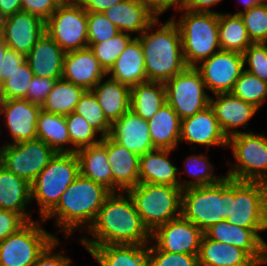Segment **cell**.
Returning <instances> with one entry per match:
<instances>
[{
    "instance_id": "48",
    "label": "cell",
    "mask_w": 267,
    "mask_h": 266,
    "mask_svg": "<svg viewBox=\"0 0 267 266\" xmlns=\"http://www.w3.org/2000/svg\"><path fill=\"white\" fill-rule=\"evenodd\" d=\"M56 81V79L34 76L24 99L41 107Z\"/></svg>"
},
{
    "instance_id": "21",
    "label": "cell",
    "mask_w": 267,
    "mask_h": 266,
    "mask_svg": "<svg viewBox=\"0 0 267 266\" xmlns=\"http://www.w3.org/2000/svg\"><path fill=\"white\" fill-rule=\"evenodd\" d=\"M107 73L88 48L65 52L62 78L84 90H92Z\"/></svg>"
},
{
    "instance_id": "44",
    "label": "cell",
    "mask_w": 267,
    "mask_h": 266,
    "mask_svg": "<svg viewBox=\"0 0 267 266\" xmlns=\"http://www.w3.org/2000/svg\"><path fill=\"white\" fill-rule=\"evenodd\" d=\"M247 34L252 43H267V4L256 5L241 12Z\"/></svg>"
},
{
    "instance_id": "45",
    "label": "cell",
    "mask_w": 267,
    "mask_h": 266,
    "mask_svg": "<svg viewBox=\"0 0 267 266\" xmlns=\"http://www.w3.org/2000/svg\"><path fill=\"white\" fill-rule=\"evenodd\" d=\"M88 43H101L113 38L120 31L99 12L87 13Z\"/></svg>"
},
{
    "instance_id": "36",
    "label": "cell",
    "mask_w": 267,
    "mask_h": 266,
    "mask_svg": "<svg viewBox=\"0 0 267 266\" xmlns=\"http://www.w3.org/2000/svg\"><path fill=\"white\" fill-rule=\"evenodd\" d=\"M219 46L223 51L243 54L252 43L239 14L219 13Z\"/></svg>"
},
{
    "instance_id": "12",
    "label": "cell",
    "mask_w": 267,
    "mask_h": 266,
    "mask_svg": "<svg viewBox=\"0 0 267 266\" xmlns=\"http://www.w3.org/2000/svg\"><path fill=\"white\" fill-rule=\"evenodd\" d=\"M45 28L65 52L88 48L87 12L77 0L58 6Z\"/></svg>"
},
{
    "instance_id": "35",
    "label": "cell",
    "mask_w": 267,
    "mask_h": 266,
    "mask_svg": "<svg viewBox=\"0 0 267 266\" xmlns=\"http://www.w3.org/2000/svg\"><path fill=\"white\" fill-rule=\"evenodd\" d=\"M37 138L48 144L56 153H72V144L64 115L49 113L41 109L37 121Z\"/></svg>"
},
{
    "instance_id": "51",
    "label": "cell",
    "mask_w": 267,
    "mask_h": 266,
    "mask_svg": "<svg viewBox=\"0 0 267 266\" xmlns=\"http://www.w3.org/2000/svg\"><path fill=\"white\" fill-rule=\"evenodd\" d=\"M52 0H21V11L36 15L44 22L56 11Z\"/></svg>"
},
{
    "instance_id": "39",
    "label": "cell",
    "mask_w": 267,
    "mask_h": 266,
    "mask_svg": "<svg viewBox=\"0 0 267 266\" xmlns=\"http://www.w3.org/2000/svg\"><path fill=\"white\" fill-rule=\"evenodd\" d=\"M74 112L83 117L93 129L100 133V137L103 138L109 135L111 123L105 117L98 99L92 90H85Z\"/></svg>"
},
{
    "instance_id": "54",
    "label": "cell",
    "mask_w": 267,
    "mask_h": 266,
    "mask_svg": "<svg viewBox=\"0 0 267 266\" xmlns=\"http://www.w3.org/2000/svg\"><path fill=\"white\" fill-rule=\"evenodd\" d=\"M87 13H102L112 8L123 0H77Z\"/></svg>"
},
{
    "instance_id": "27",
    "label": "cell",
    "mask_w": 267,
    "mask_h": 266,
    "mask_svg": "<svg viewBox=\"0 0 267 266\" xmlns=\"http://www.w3.org/2000/svg\"><path fill=\"white\" fill-rule=\"evenodd\" d=\"M129 87L147 81L145 61L140 41L134 37L117 58L107 76Z\"/></svg>"
},
{
    "instance_id": "58",
    "label": "cell",
    "mask_w": 267,
    "mask_h": 266,
    "mask_svg": "<svg viewBox=\"0 0 267 266\" xmlns=\"http://www.w3.org/2000/svg\"><path fill=\"white\" fill-rule=\"evenodd\" d=\"M8 47L6 46L5 42L3 41V38L0 36V69L3 63L4 54L6 52V49Z\"/></svg>"
},
{
    "instance_id": "38",
    "label": "cell",
    "mask_w": 267,
    "mask_h": 266,
    "mask_svg": "<svg viewBox=\"0 0 267 266\" xmlns=\"http://www.w3.org/2000/svg\"><path fill=\"white\" fill-rule=\"evenodd\" d=\"M185 161V171L187 175L194 178L192 180H181L180 188L183 190L187 187H199L213 185L218 183L225 175L219 177L214 174V165L208 160L206 155H190ZM214 174V175H213Z\"/></svg>"
},
{
    "instance_id": "2",
    "label": "cell",
    "mask_w": 267,
    "mask_h": 266,
    "mask_svg": "<svg viewBox=\"0 0 267 266\" xmlns=\"http://www.w3.org/2000/svg\"><path fill=\"white\" fill-rule=\"evenodd\" d=\"M160 22L156 18L140 35L134 37L142 46L147 81L166 83L188 66L184 60L181 33L175 17H170L163 25ZM155 27L158 28L156 31Z\"/></svg>"
},
{
    "instance_id": "25",
    "label": "cell",
    "mask_w": 267,
    "mask_h": 266,
    "mask_svg": "<svg viewBox=\"0 0 267 266\" xmlns=\"http://www.w3.org/2000/svg\"><path fill=\"white\" fill-rule=\"evenodd\" d=\"M171 149H154L140 156L139 183L180 187L179 171L169 158ZM179 174V176H177ZM179 177V178H178Z\"/></svg>"
},
{
    "instance_id": "26",
    "label": "cell",
    "mask_w": 267,
    "mask_h": 266,
    "mask_svg": "<svg viewBox=\"0 0 267 266\" xmlns=\"http://www.w3.org/2000/svg\"><path fill=\"white\" fill-rule=\"evenodd\" d=\"M30 203V184L0 164V209L16 212L29 222L32 221Z\"/></svg>"
},
{
    "instance_id": "15",
    "label": "cell",
    "mask_w": 267,
    "mask_h": 266,
    "mask_svg": "<svg viewBox=\"0 0 267 266\" xmlns=\"http://www.w3.org/2000/svg\"><path fill=\"white\" fill-rule=\"evenodd\" d=\"M204 232L182 216L158 227L151 240L161 250L198 255Z\"/></svg>"
},
{
    "instance_id": "11",
    "label": "cell",
    "mask_w": 267,
    "mask_h": 266,
    "mask_svg": "<svg viewBox=\"0 0 267 266\" xmlns=\"http://www.w3.org/2000/svg\"><path fill=\"white\" fill-rule=\"evenodd\" d=\"M229 223L249 229H267V183L235 180Z\"/></svg>"
},
{
    "instance_id": "37",
    "label": "cell",
    "mask_w": 267,
    "mask_h": 266,
    "mask_svg": "<svg viewBox=\"0 0 267 266\" xmlns=\"http://www.w3.org/2000/svg\"><path fill=\"white\" fill-rule=\"evenodd\" d=\"M84 92L82 87L61 78L55 82L41 109L49 113L69 115L74 112Z\"/></svg>"
},
{
    "instance_id": "9",
    "label": "cell",
    "mask_w": 267,
    "mask_h": 266,
    "mask_svg": "<svg viewBox=\"0 0 267 266\" xmlns=\"http://www.w3.org/2000/svg\"><path fill=\"white\" fill-rule=\"evenodd\" d=\"M40 221H29L17 232L0 241V266H33L44 249L57 238Z\"/></svg>"
},
{
    "instance_id": "10",
    "label": "cell",
    "mask_w": 267,
    "mask_h": 266,
    "mask_svg": "<svg viewBox=\"0 0 267 266\" xmlns=\"http://www.w3.org/2000/svg\"><path fill=\"white\" fill-rule=\"evenodd\" d=\"M166 102L180 120L191 117L210 105L201 73L195 67H187L164 83Z\"/></svg>"
},
{
    "instance_id": "59",
    "label": "cell",
    "mask_w": 267,
    "mask_h": 266,
    "mask_svg": "<svg viewBox=\"0 0 267 266\" xmlns=\"http://www.w3.org/2000/svg\"><path fill=\"white\" fill-rule=\"evenodd\" d=\"M57 6L66 5L72 3L75 0H52Z\"/></svg>"
},
{
    "instance_id": "8",
    "label": "cell",
    "mask_w": 267,
    "mask_h": 266,
    "mask_svg": "<svg viewBox=\"0 0 267 266\" xmlns=\"http://www.w3.org/2000/svg\"><path fill=\"white\" fill-rule=\"evenodd\" d=\"M264 133L242 132L228 138L236 161L225 176L240 181L267 183V136Z\"/></svg>"
},
{
    "instance_id": "53",
    "label": "cell",
    "mask_w": 267,
    "mask_h": 266,
    "mask_svg": "<svg viewBox=\"0 0 267 266\" xmlns=\"http://www.w3.org/2000/svg\"><path fill=\"white\" fill-rule=\"evenodd\" d=\"M144 5L156 18L167 10L174 8L176 11L180 8L181 0H138Z\"/></svg>"
},
{
    "instance_id": "41",
    "label": "cell",
    "mask_w": 267,
    "mask_h": 266,
    "mask_svg": "<svg viewBox=\"0 0 267 266\" xmlns=\"http://www.w3.org/2000/svg\"><path fill=\"white\" fill-rule=\"evenodd\" d=\"M133 38L130 34L119 32L104 42L88 43V47L107 73Z\"/></svg>"
},
{
    "instance_id": "6",
    "label": "cell",
    "mask_w": 267,
    "mask_h": 266,
    "mask_svg": "<svg viewBox=\"0 0 267 266\" xmlns=\"http://www.w3.org/2000/svg\"><path fill=\"white\" fill-rule=\"evenodd\" d=\"M127 192L151 234L158 227L181 216L183 190L180 187L139 183Z\"/></svg>"
},
{
    "instance_id": "23",
    "label": "cell",
    "mask_w": 267,
    "mask_h": 266,
    "mask_svg": "<svg viewBox=\"0 0 267 266\" xmlns=\"http://www.w3.org/2000/svg\"><path fill=\"white\" fill-rule=\"evenodd\" d=\"M106 151L113 175V192H127L138 185L140 156L127 150L109 135L106 136Z\"/></svg>"
},
{
    "instance_id": "40",
    "label": "cell",
    "mask_w": 267,
    "mask_h": 266,
    "mask_svg": "<svg viewBox=\"0 0 267 266\" xmlns=\"http://www.w3.org/2000/svg\"><path fill=\"white\" fill-rule=\"evenodd\" d=\"M231 93L259 109L267 101V82L243 70Z\"/></svg>"
},
{
    "instance_id": "56",
    "label": "cell",
    "mask_w": 267,
    "mask_h": 266,
    "mask_svg": "<svg viewBox=\"0 0 267 266\" xmlns=\"http://www.w3.org/2000/svg\"><path fill=\"white\" fill-rule=\"evenodd\" d=\"M21 11V0H0V19Z\"/></svg>"
},
{
    "instance_id": "33",
    "label": "cell",
    "mask_w": 267,
    "mask_h": 266,
    "mask_svg": "<svg viewBox=\"0 0 267 266\" xmlns=\"http://www.w3.org/2000/svg\"><path fill=\"white\" fill-rule=\"evenodd\" d=\"M147 122L155 148L175 150L178 147L181 120L167 102Z\"/></svg>"
},
{
    "instance_id": "55",
    "label": "cell",
    "mask_w": 267,
    "mask_h": 266,
    "mask_svg": "<svg viewBox=\"0 0 267 266\" xmlns=\"http://www.w3.org/2000/svg\"><path fill=\"white\" fill-rule=\"evenodd\" d=\"M223 0H181L180 8L187 11L213 12L211 7H215Z\"/></svg>"
},
{
    "instance_id": "16",
    "label": "cell",
    "mask_w": 267,
    "mask_h": 266,
    "mask_svg": "<svg viewBox=\"0 0 267 266\" xmlns=\"http://www.w3.org/2000/svg\"><path fill=\"white\" fill-rule=\"evenodd\" d=\"M45 32L42 19L23 11L2 19L0 23V36L6 46L25 56Z\"/></svg>"
},
{
    "instance_id": "13",
    "label": "cell",
    "mask_w": 267,
    "mask_h": 266,
    "mask_svg": "<svg viewBox=\"0 0 267 266\" xmlns=\"http://www.w3.org/2000/svg\"><path fill=\"white\" fill-rule=\"evenodd\" d=\"M55 155L56 152L38 138L0 146V164L29 184Z\"/></svg>"
},
{
    "instance_id": "17",
    "label": "cell",
    "mask_w": 267,
    "mask_h": 266,
    "mask_svg": "<svg viewBox=\"0 0 267 266\" xmlns=\"http://www.w3.org/2000/svg\"><path fill=\"white\" fill-rule=\"evenodd\" d=\"M266 230L243 228L224 220L210 226L204 231V235L211 240L237 246L254 261L265 264L267 263V242L260 232Z\"/></svg>"
},
{
    "instance_id": "42",
    "label": "cell",
    "mask_w": 267,
    "mask_h": 266,
    "mask_svg": "<svg viewBox=\"0 0 267 266\" xmlns=\"http://www.w3.org/2000/svg\"><path fill=\"white\" fill-rule=\"evenodd\" d=\"M65 120L72 144V153L101 142L102 137L98 139V132L79 114L72 112L65 116Z\"/></svg>"
},
{
    "instance_id": "22",
    "label": "cell",
    "mask_w": 267,
    "mask_h": 266,
    "mask_svg": "<svg viewBox=\"0 0 267 266\" xmlns=\"http://www.w3.org/2000/svg\"><path fill=\"white\" fill-rule=\"evenodd\" d=\"M109 136L138 156L156 149L150 138L148 122L132 110L111 124Z\"/></svg>"
},
{
    "instance_id": "50",
    "label": "cell",
    "mask_w": 267,
    "mask_h": 266,
    "mask_svg": "<svg viewBox=\"0 0 267 266\" xmlns=\"http://www.w3.org/2000/svg\"><path fill=\"white\" fill-rule=\"evenodd\" d=\"M27 221L18 213L0 209V241L17 232Z\"/></svg>"
},
{
    "instance_id": "5",
    "label": "cell",
    "mask_w": 267,
    "mask_h": 266,
    "mask_svg": "<svg viewBox=\"0 0 267 266\" xmlns=\"http://www.w3.org/2000/svg\"><path fill=\"white\" fill-rule=\"evenodd\" d=\"M182 11L177 23L182 40L183 56L188 67H195L204 59L220 51L219 12Z\"/></svg>"
},
{
    "instance_id": "32",
    "label": "cell",
    "mask_w": 267,
    "mask_h": 266,
    "mask_svg": "<svg viewBox=\"0 0 267 266\" xmlns=\"http://www.w3.org/2000/svg\"><path fill=\"white\" fill-rule=\"evenodd\" d=\"M102 80L92 91L97 97L105 117L112 124L130 110L131 87L110 77L104 82Z\"/></svg>"
},
{
    "instance_id": "7",
    "label": "cell",
    "mask_w": 267,
    "mask_h": 266,
    "mask_svg": "<svg viewBox=\"0 0 267 266\" xmlns=\"http://www.w3.org/2000/svg\"><path fill=\"white\" fill-rule=\"evenodd\" d=\"M79 175L76 153H56L49 161L30 184L31 202L37 201L41 219L57 205L61 195Z\"/></svg>"
},
{
    "instance_id": "14",
    "label": "cell",
    "mask_w": 267,
    "mask_h": 266,
    "mask_svg": "<svg viewBox=\"0 0 267 266\" xmlns=\"http://www.w3.org/2000/svg\"><path fill=\"white\" fill-rule=\"evenodd\" d=\"M195 68L201 73L206 90L215 95L231 93L245 65L243 54L220 50Z\"/></svg>"
},
{
    "instance_id": "43",
    "label": "cell",
    "mask_w": 267,
    "mask_h": 266,
    "mask_svg": "<svg viewBox=\"0 0 267 266\" xmlns=\"http://www.w3.org/2000/svg\"><path fill=\"white\" fill-rule=\"evenodd\" d=\"M33 77V72L25 61L0 84V100L24 99Z\"/></svg>"
},
{
    "instance_id": "24",
    "label": "cell",
    "mask_w": 267,
    "mask_h": 266,
    "mask_svg": "<svg viewBox=\"0 0 267 266\" xmlns=\"http://www.w3.org/2000/svg\"><path fill=\"white\" fill-rule=\"evenodd\" d=\"M65 51L45 32L26 55L33 75L59 80L63 74Z\"/></svg>"
},
{
    "instance_id": "46",
    "label": "cell",
    "mask_w": 267,
    "mask_h": 266,
    "mask_svg": "<svg viewBox=\"0 0 267 266\" xmlns=\"http://www.w3.org/2000/svg\"><path fill=\"white\" fill-rule=\"evenodd\" d=\"M148 245L149 266H199L198 255L161 251Z\"/></svg>"
},
{
    "instance_id": "52",
    "label": "cell",
    "mask_w": 267,
    "mask_h": 266,
    "mask_svg": "<svg viewBox=\"0 0 267 266\" xmlns=\"http://www.w3.org/2000/svg\"><path fill=\"white\" fill-rule=\"evenodd\" d=\"M26 61V56L14 51L13 49L7 48L4 54L3 63L0 69V84L8 79L10 75L17 68L22 66Z\"/></svg>"
},
{
    "instance_id": "34",
    "label": "cell",
    "mask_w": 267,
    "mask_h": 266,
    "mask_svg": "<svg viewBox=\"0 0 267 266\" xmlns=\"http://www.w3.org/2000/svg\"><path fill=\"white\" fill-rule=\"evenodd\" d=\"M165 103L164 83L146 81L131 87L130 110L143 120H150Z\"/></svg>"
},
{
    "instance_id": "18",
    "label": "cell",
    "mask_w": 267,
    "mask_h": 266,
    "mask_svg": "<svg viewBox=\"0 0 267 266\" xmlns=\"http://www.w3.org/2000/svg\"><path fill=\"white\" fill-rule=\"evenodd\" d=\"M41 107L25 99L0 100V116L5 118L11 140L20 143L37 138V121Z\"/></svg>"
},
{
    "instance_id": "1",
    "label": "cell",
    "mask_w": 267,
    "mask_h": 266,
    "mask_svg": "<svg viewBox=\"0 0 267 266\" xmlns=\"http://www.w3.org/2000/svg\"><path fill=\"white\" fill-rule=\"evenodd\" d=\"M87 232L93 239L81 237L79 242L83 246L151 244V233L128 192H111Z\"/></svg>"
},
{
    "instance_id": "4",
    "label": "cell",
    "mask_w": 267,
    "mask_h": 266,
    "mask_svg": "<svg viewBox=\"0 0 267 266\" xmlns=\"http://www.w3.org/2000/svg\"><path fill=\"white\" fill-rule=\"evenodd\" d=\"M235 180L224 176L213 185L187 187L182 192L181 216L203 232L230 216Z\"/></svg>"
},
{
    "instance_id": "57",
    "label": "cell",
    "mask_w": 267,
    "mask_h": 266,
    "mask_svg": "<svg viewBox=\"0 0 267 266\" xmlns=\"http://www.w3.org/2000/svg\"><path fill=\"white\" fill-rule=\"evenodd\" d=\"M241 1L244 7L243 10H239L238 12H235L234 14H240L241 12L249 10L251 7H254L257 5L254 1H250V0H241Z\"/></svg>"
},
{
    "instance_id": "19",
    "label": "cell",
    "mask_w": 267,
    "mask_h": 266,
    "mask_svg": "<svg viewBox=\"0 0 267 266\" xmlns=\"http://www.w3.org/2000/svg\"><path fill=\"white\" fill-rule=\"evenodd\" d=\"M180 141L191 145H205L207 151L212 146L227 148L228 144V138L223 133L210 105L195 115L181 120Z\"/></svg>"
},
{
    "instance_id": "31",
    "label": "cell",
    "mask_w": 267,
    "mask_h": 266,
    "mask_svg": "<svg viewBox=\"0 0 267 266\" xmlns=\"http://www.w3.org/2000/svg\"><path fill=\"white\" fill-rule=\"evenodd\" d=\"M120 32L139 35L156 17L138 0H123L116 6L102 12Z\"/></svg>"
},
{
    "instance_id": "47",
    "label": "cell",
    "mask_w": 267,
    "mask_h": 266,
    "mask_svg": "<svg viewBox=\"0 0 267 266\" xmlns=\"http://www.w3.org/2000/svg\"><path fill=\"white\" fill-rule=\"evenodd\" d=\"M244 69L257 76L260 80L267 82V43H251L243 53Z\"/></svg>"
},
{
    "instance_id": "3",
    "label": "cell",
    "mask_w": 267,
    "mask_h": 266,
    "mask_svg": "<svg viewBox=\"0 0 267 266\" xmlns=\"http://www.w3.org/2000/svg\"><path fill=\"white\" fill-rule=\"evenodd\" d=\"M111 192L103 185L79 175L61 195L57 205L42 219L55 218V226L65 238L79 229L87 231L94 223ZM84 226V227H83Z\"/></svg>"
},
{
    "instance_id": "30",
    "label": "cell",
    "mask_w": 267,
    "mask_h": 266,
    "mask_svg": "<svg viewBox=\"0 0 267 266\" xmlns=\"http://www.w3.org/2000/svg\"><path fill=\"white\" fill-rule=\"evenodd\" d=\"M100 266H149L148 245L84 246Z\"/></svg>"
},
{
    "instance_id": "60",
    "label": "cell",
    "mask_w": 267,
    "mask_h": 266,
    "mask_svg": "<svg viewBox=\"0 0 267 266\" xmlns=\"http://www.w3.org/2000/svg\"><path fill=\"white\" fill-rule=\"evenodd\" d=\"M250 1H254L257 5L267 4V0H250Z\"/></svg>"
},
{
    "instance_id": "20",
    "label": "cell",
    "mask_w": 267,
    "mask_h": 266,
    "mask_svg": "<svg viewBox=\"0 0 267 266\" xmlns=\"http://www.w3.org/2000/svg\"><path fill=\"white\" fill-rule=\"evenodd\" d=\"M210 97V106L213 108L217 121L227 138L247 131L243 129L249 125V120L259 110L253 104L243 101L232 93L215 94Z\"/></svg>"
},
{
    "instance_id": "49",
    "label": "cell",
    "mask_w": 267,
    "mask_h": 266,
    "mask_svg": "<svg viewBox=\"0 0 267 266\" xmlns=\"http://www.w3.org/2000/svg\"><path fill=\"white\" fill-rule=\"evenodd\" d=\"M59 244L60 239L57 237L38 256V259L33 266H72V260L69 256L66 257L63 255L61 250L58 252V254L54 252Z\"/></svg>"
},
{
    "instance_id": "29",
    "label": "cell",
    "mask_w": 267,
    "mask_h": 266,
    "mask_svg": "<svg viewBox=\"0 0 267 266\" xmlns=\"http://www.w3.org/2000/svg\"><path fill=\"white\" fill-rule=\"evenodd\" d=\"M80 175L113 192V175L106 151V137L95 145L76 151Z\"/></svg>"
},
{
    "instance_id": "28",
    "label": "cell",
    "mask_w": 267,
    "mask_h": 266,
    "mask_svg": "<svg viewBox=\"0 0 267 266\" xmlns=\"http://www.w3.org/2000/svg\"><path fill=\"white\" fill-rule=\"evenodd\" d=\"M199 266H260L244 250L203 235L198 253Z\"/></svg>"
}]
</instances>
